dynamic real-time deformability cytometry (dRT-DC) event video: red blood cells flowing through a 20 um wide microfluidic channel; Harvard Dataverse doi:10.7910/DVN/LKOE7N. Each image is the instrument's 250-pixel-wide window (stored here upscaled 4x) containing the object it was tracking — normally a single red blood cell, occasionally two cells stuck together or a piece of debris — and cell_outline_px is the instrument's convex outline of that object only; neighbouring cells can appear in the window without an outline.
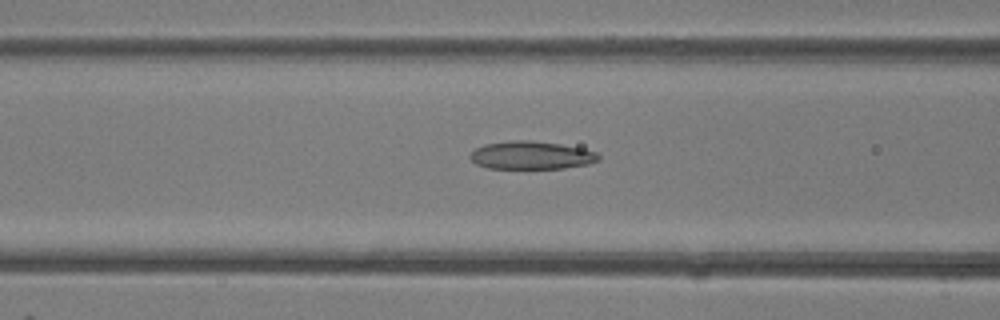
{"species": "common noctule bat (a hibernating species)", "species_latin": "Nyctalus noctula", "temperature_condition": "room temperature", "stored_images_in_passage": 25, "camera_frame_rate_fps": 3000, "um_per_image_px": 0.085, "animal": {"sex": "female"}, "frame": {"image": 1, "passage_image": 7, "time_ms": 2.0, "image_size_px": [1000, 320], "cell_outline_px": [[600, 160], [588, 164], [564, 168], [488, 168], [476, 164], [468, 156], [476, 148], [484, 144], [516, 140], [532, 140], [560, 144], [580, 148], [596, 152], [600, 156]], "centroid_in_image_um": [45.16, 13.2], "position_along_channel_um": 121.4, "area_um2": 20.87}}
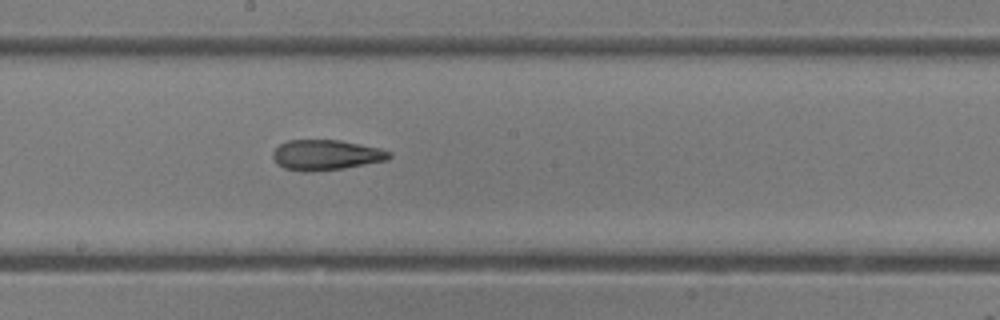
{"frame": {"image": 2, "passage_image": 13, "time_ms": 4.0, "image_size_px": [1000, 320], "cell_outline_px": [[392, 156], [388, 160], [344, 168], [308, 172], [304, 172], [284, 168], [276, 164], [272, 156], [272, 152], [280, 144], [288, 140], [340, 140], [380, 148], [392, 152]], "centroid_in_image_um": [27.71, 13.17], "position_along_channel_um": 220.5, "area_um2": 20.69}}
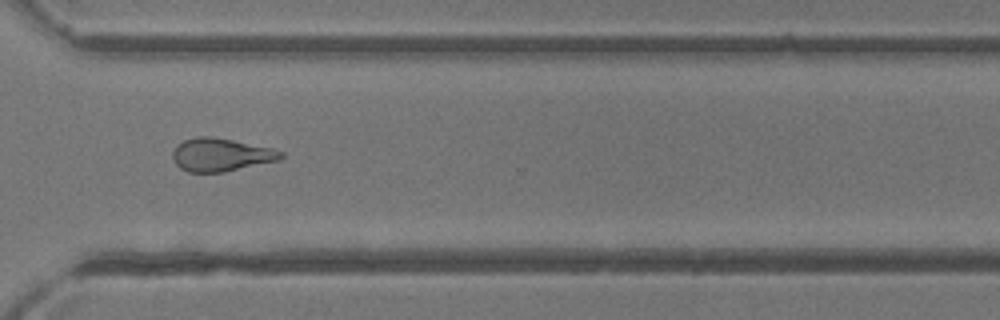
{"frame": {"image": 3, "passage_image": 21, "time_ms": 6.667, "image_size_px": [1000, 320], "cell_outline_px": [[284, 156], [280, 160], [224, 172], [188, 172], [180, 168], [172, 160], [172, 152], [176, 144], [184, 140], [196, 136], [212, 136], [272, 148], [284, 152]], "centroid_in_image_um": [18.76, 13.15], "position_along_channel_um": 351.8, "area_um2": 21.04}}